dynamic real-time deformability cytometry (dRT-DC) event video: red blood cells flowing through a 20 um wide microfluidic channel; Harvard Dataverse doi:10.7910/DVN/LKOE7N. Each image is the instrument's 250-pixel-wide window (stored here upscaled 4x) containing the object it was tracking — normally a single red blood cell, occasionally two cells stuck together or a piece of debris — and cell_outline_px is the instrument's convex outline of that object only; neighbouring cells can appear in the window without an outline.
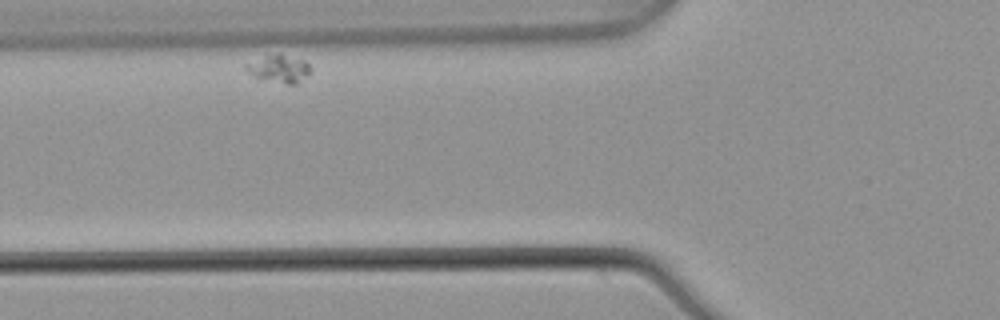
{"species": "common noctule bat (a hibernating species)", "species_latin": "Nyctalus noctula", "temperature_condition": "warm", "stored_images_in_passage": 7, "camera_frame_rate_fps": 3000, "um_per_image_px": 0.085, "animal": {"sex": "male", "body_mass_g": 21.5, "forearm_length_mm": 52.0}, "frame": {"image": 1, "passage_image": 5, "time_ms": 1.333, "image_size_px": [1000, 320], "cell_outline_px": [[312, 72], [308, 76], [296, 84], [288, 84], [252, 76], [244, 68], [248, 64], [276, 52], [304, 60], [312, 68]], "centroid_in_image_um": [23.8, 5.84], "position_along_channel_um": 102.0, "area_um2": 10.23}}